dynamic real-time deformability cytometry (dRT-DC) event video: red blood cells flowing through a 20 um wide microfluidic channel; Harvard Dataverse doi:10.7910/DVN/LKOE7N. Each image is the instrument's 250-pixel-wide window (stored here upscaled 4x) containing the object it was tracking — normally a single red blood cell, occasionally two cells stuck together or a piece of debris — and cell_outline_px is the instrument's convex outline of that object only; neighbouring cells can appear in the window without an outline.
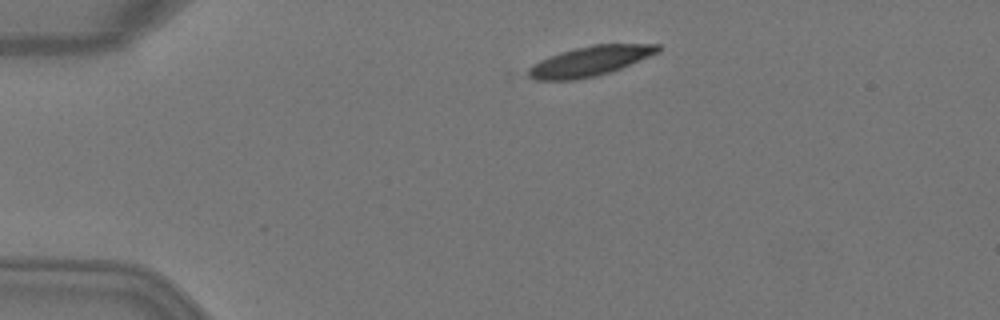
{"species": "Egyptian fruit bat (a non-hibernating species)", "species_latin": "Rousettus aegyptiacus", "temperature_condition": "warm", "stored_images_in_passage": 2, "camera_frame_rate_fps": 3000, "um_per_image_px": 0.085, "animal": {"sex": "female"}, "frame": {"image": 1, "passage_image": 1, "time_ms": 0.0, "image_size_px": [1000, 320], "cell_outline_px": [[660, 52], [620, 68], [596, 76], [576, 80], [536, 80], [520, 72], [532, 64], [548, 56], [560, 52], [592, 44], [660, 44]], "centroid_in_image_um": [50.06, 5.2], "position_along_channel_um": 34.9, "area_um2": 22.77}}